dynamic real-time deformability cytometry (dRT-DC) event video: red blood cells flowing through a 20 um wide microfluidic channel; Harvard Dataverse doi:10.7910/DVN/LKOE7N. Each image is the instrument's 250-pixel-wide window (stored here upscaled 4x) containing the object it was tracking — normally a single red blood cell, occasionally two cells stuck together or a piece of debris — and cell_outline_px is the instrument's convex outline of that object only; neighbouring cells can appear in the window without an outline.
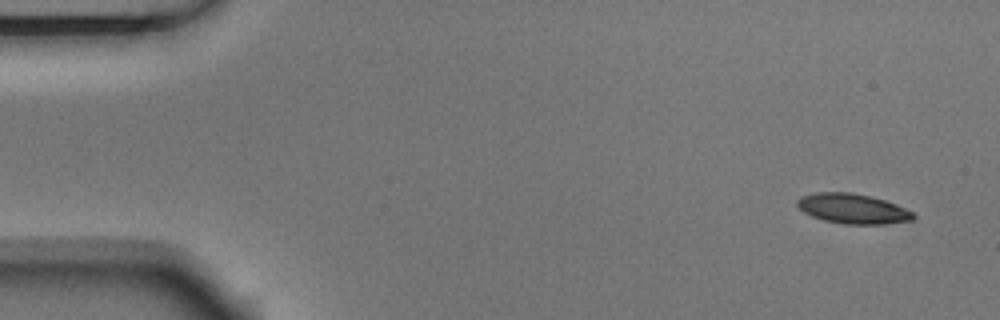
{"species": "Egyptian fruit bat (a non-hibernating species)", "species_latin": "Rousettus aegyptiacus", "temperature_condition": "room temperature", "stored_images_in_passage": 4, "segment_of_instrument_passage": [1, 2], "camera_frame_rate_fps": 3000, "um_per_image_px": 0.085, "animal": {"sex": "male"}, "frame": {"image": 1, "passage_image": 1, "time_ms": 0.0, "image_size_px": [1000, 320], "cell_outline_px": [[916, 216], [912, 220], [884, 224], [844, 224], [824, 220], [812, 216], [804, 212], [796, 204], [796, 200], [800, 196], [816, 192], [852, 192], [872, 196], [896, 204], [912, 212]], "centroid_in_image_um": [72.46, 17.73], "position_along_channel_um": 12.5, "area_um2": 20.29}}
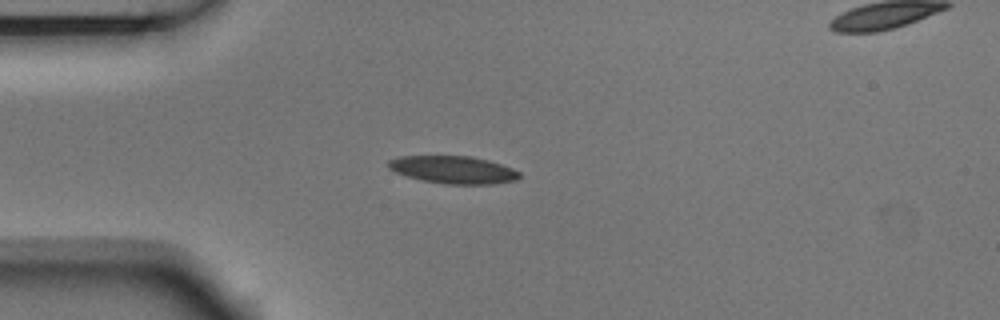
{"frame": {"image": 2, "passage_image": 3, "time_ms": 0.667, "image_size_px": [1000, 320], "cell_outline_px": [[520, 176], [516, 180], [492, 184], [444, 184], [424, 180], [408, 176], [396, 172], [388, 168], [388, 160], [400, 156], [472, 156], [488, 160], [512, 168], [520, 172]], "centroid_in_image_um": [38.54, 14.42], "position_along_channel_um": 46.5, "area_um2": 20.92}}